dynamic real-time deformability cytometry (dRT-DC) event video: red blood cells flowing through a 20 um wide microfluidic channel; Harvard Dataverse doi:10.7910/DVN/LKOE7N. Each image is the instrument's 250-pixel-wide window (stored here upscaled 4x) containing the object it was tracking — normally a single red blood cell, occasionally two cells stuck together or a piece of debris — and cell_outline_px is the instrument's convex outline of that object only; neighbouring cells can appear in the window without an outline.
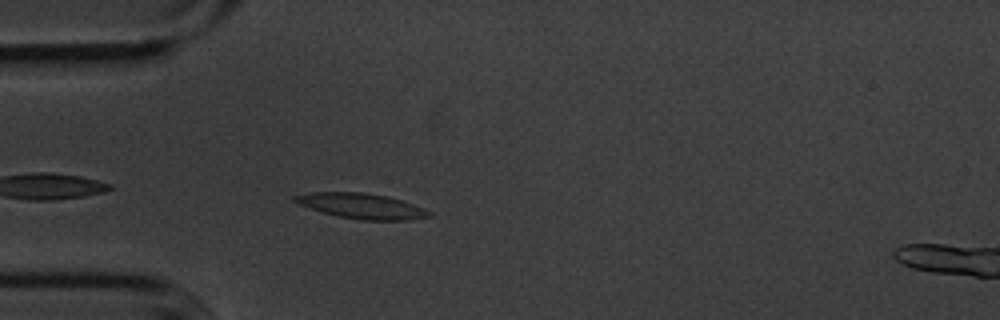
{"species": "common noctule bat (a hibernating species)", "species_latin": "Nyctalus noctula", "temperature_condition": "cold", "stored_images_in_passage": 43, "camera_frame_rate_fps": 3000, "um_per_image_px": 0.085, "animal": {"sex": "male", "body_mass_g": 20.1, "forearm_length_mm": 53.5}, "frame": {"image": 1, "passage_image": 3, "time_ms": 0.667, "image_size_px": [1000, 320], "cell_outline_px": [[432, 216], [412, 220], [360, 220], [336, 216], [300, 204], [292, 200], [292, 196], [312, 192], [360, 192], [384, 196], [400, 200], [424, 208], [432, 212]], "centroid_in_image_um": [30.76, 17.52], "position_along_channel_um": 54.2, "area_um2": 19.59}}
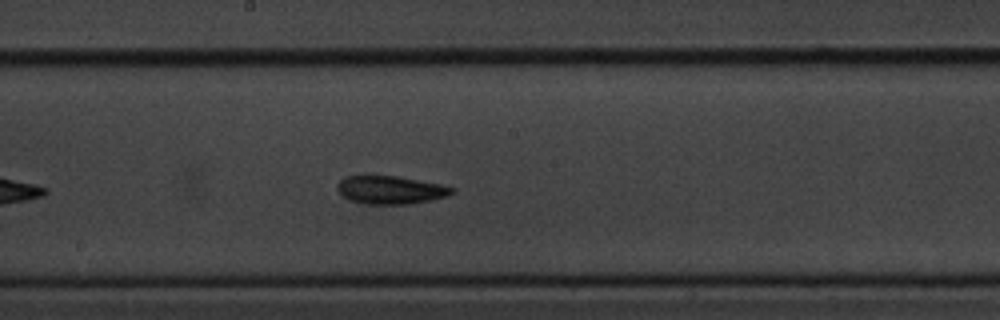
{"frame": {"image": 2, "passage_image": 17, "time_ms": 5.333, "image_size_px": [1000, 320], "cell_outline_px": [[456, 192], [448, 196], [408, 204], [368, 204], [352, 200], [344, 196], [336, 188], [336, 184], [340, 180], [348, 176], [396, 176], [440, 184], [456, 188]], "centroid_in_image_um": [33.23, 16.14], "position_along_channel_um": 215.0, "area_um2": 18.55}}
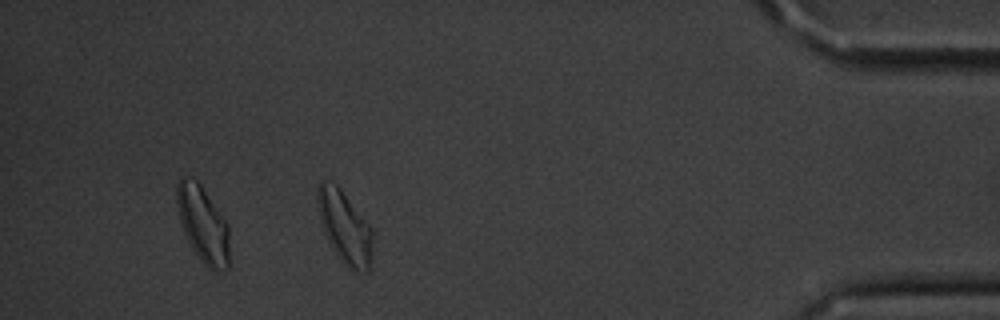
{"frame": {"image": 3, "passage_image": 37, "time_ms": 12.0, "image_size_px": [1000, 320], "cell_outline_px": [[372, 244], [368, 272], [352, 272], [336, 256], [324, 232], [316, 208], [316, 188], [320, 180], [324, 180], [336, 184], [340, 188], [372, 228]], "centroid_in_image_um": [29.26, 19.3], "position_along_channel_um": 405.9, "area_um2": 23.52}, "authors_computed_cell_mechanics": {"area_um2": 18.6116, "velocity_mm_per_s": 3.5815, "shape_relaxation_time_tau1_ms": 5.961, "shape_relaxation_time_tau2_ms": 5.0424, "deformation_change_tau1": 0.1315, "deformation_change_tau2": 0.1037}}